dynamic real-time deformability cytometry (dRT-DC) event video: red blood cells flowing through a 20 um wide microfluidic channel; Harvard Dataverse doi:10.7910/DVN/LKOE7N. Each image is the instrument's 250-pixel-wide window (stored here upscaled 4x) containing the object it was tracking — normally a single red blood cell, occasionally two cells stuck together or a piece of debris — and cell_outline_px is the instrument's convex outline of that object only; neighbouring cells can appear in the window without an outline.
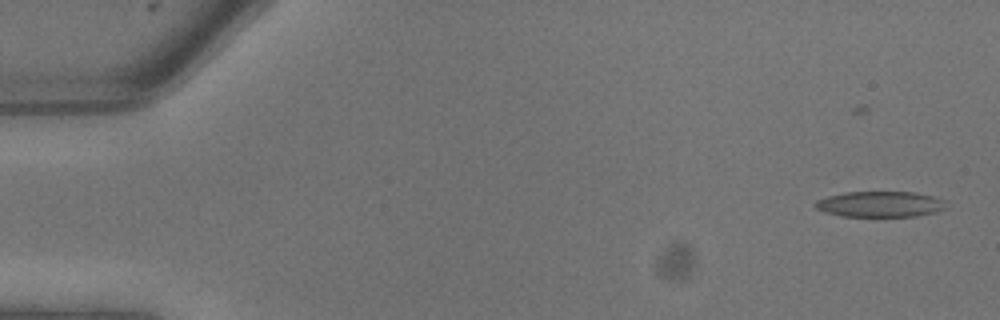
{"species": "common noctule bat (a hibernating species)", "species_latin": "Nyctalus noctula", "temperature_condition": "warm", "stored_images_in_passage": 10, "camera_frame_rate_fps": 3000, "um_per_image_px": 0.085, "animal": {"sex": "male", "body_mass_g": 13.3}, "frame": {"image": 1, "passage_image": 1, "time_ms": 0.0, "image_size_px": [1000, 320], "cell_outline_px": [[948, 208], [936, 212], [916, 216], [840, 216], [824, 212], [816, 208], [812, 204], [816, 200], [828, 196], [844, 192], [916, 192], [936, 196], [944, 200]], "centroid_in_image_um": [74.83, 17.35], "position_along_channel_um": 10.2, "area_um2": 19.88}}
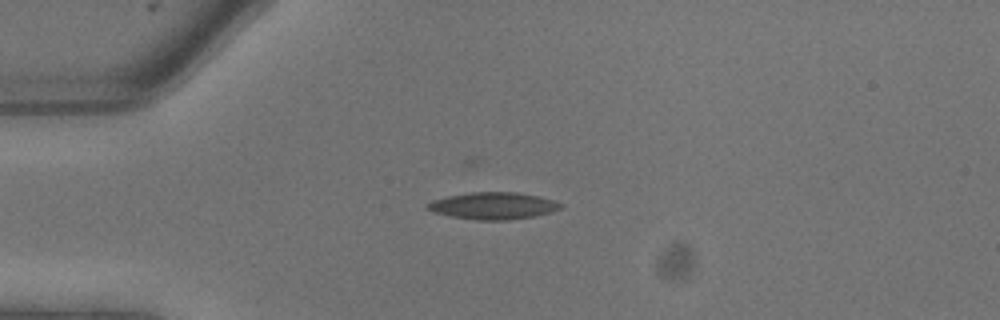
{"frame": {"image": 2, "passage_image": 6, "time_ms": 1.667, "image_size_px": [1000, 320], "cell_outline_px": [[564, 208], [552, 212], [536, 216], [508, 220], [476, 220], [452, 216], [432, 212], [424, 208], [424, 204], [432, 200], [448, 196], [472, 192], [516, 192], [540, 196], [556, 200], [564, 204]], "centroid_in_image_um": [41.96, 17.49], "position_along_channel_um": 43.0, "area_um2": 21.33}}
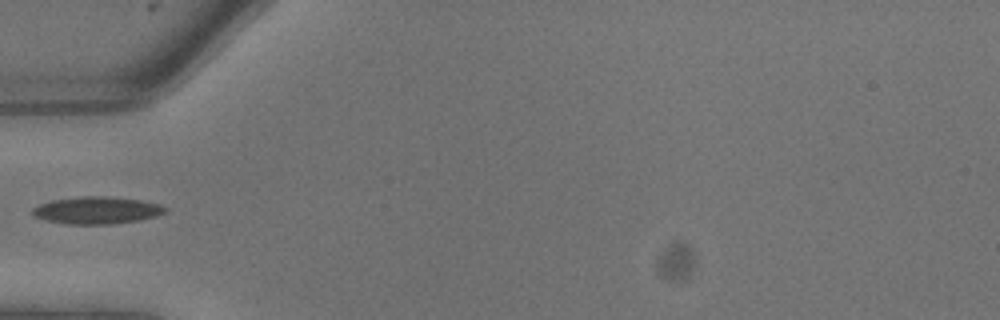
{"frame": {"image": 3, "passage_image": 8, "time_ms": 2.333, "image_size_px": [1000, 320], "cell_outline_px": [[168, 212], [156, 216], [140, 220], [112, 224], [68, 224], [48, 220], [36, 216], [32, 212], [32, 208], [40, 204], [52, 200], [84, 196], [104, 196], [140, 200], [160, 204], [168, 208]], "centroid_in_image_um": [8.29, 17.87], "position_along_channel_um": 76.7, "area_um2": 20.92}}